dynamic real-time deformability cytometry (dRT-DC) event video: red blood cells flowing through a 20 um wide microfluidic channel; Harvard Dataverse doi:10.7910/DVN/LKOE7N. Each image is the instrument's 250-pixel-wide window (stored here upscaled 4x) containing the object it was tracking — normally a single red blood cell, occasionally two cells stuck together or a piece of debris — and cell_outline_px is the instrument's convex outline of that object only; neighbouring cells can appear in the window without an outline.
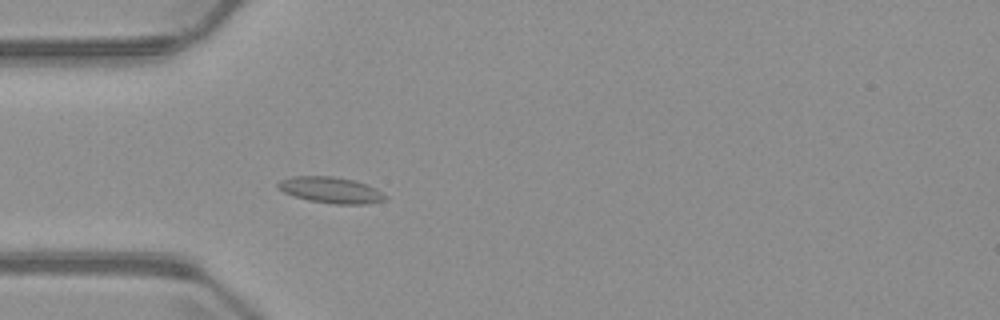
{"species": "common noctule bat (a hibernating species)", "species_latin": "Nyctalus noctula", "temperature_condition": "warm", "stored_images_in_passage": 4, "camera_frame_rate_fps": 3000, "um_per_image_px": 0.085, "animal": {"sex": "male", "body_mass_g": 23.1, "forearm_length_mm": 52.7}, "frame": {"image": 1, "passage_image": 4, "time_ms": 3.333, "image_size_px": [1000, 320], "cell_outline_px": [[388, 200], [368, 204], [336, 204], [308, 200], [284, 192], [276, 184], [280, 180], [292, 176], [332, 176], [352, 180], [376, 188], [388, 196]], "centroid_in_image_um": [28.16, 16.16], "position_along_channel_um": 56.8, "area_um2": 16.24}}